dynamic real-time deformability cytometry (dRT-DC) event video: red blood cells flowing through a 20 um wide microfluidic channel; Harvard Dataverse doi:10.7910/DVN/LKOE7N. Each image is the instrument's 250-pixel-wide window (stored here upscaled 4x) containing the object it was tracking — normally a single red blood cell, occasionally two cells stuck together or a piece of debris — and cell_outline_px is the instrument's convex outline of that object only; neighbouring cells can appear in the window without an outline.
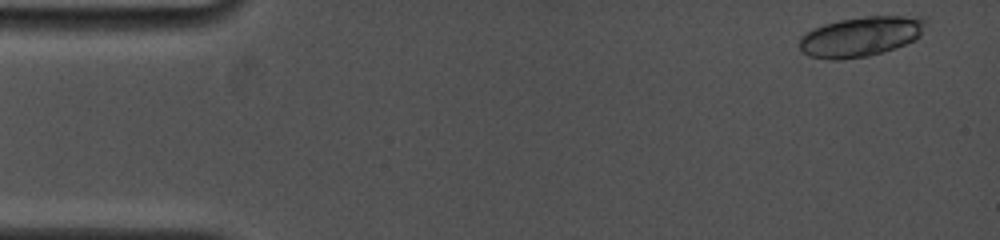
{"species": "common noctule bat (a hibernating species)", "species_latin": "Nyctalus noctula", "temperature_condition": "cold", "stored_images_in_passage": 8, "camera_frame_rate_fps": 5000, "um_per_image_px": 0.085, "animal": {"sex": "female", "body_mass_g": 19.0, "forearm_length_mm": 53.3}, "frame": {"image": 1, "passage_image": 1, "time_ms": 0.0, "image_size_px": [1000, 240], "cell_outline_px": [[928, 20], [920, 36], [916, 40], [868, 56], [840, 60], [832, 60], [808, 56], [800, 48], [800, 36], [812, 28], [824, 24], [840, 20], [868, 16], [924, 16]], "centroid_in_image_um": [73.18, 3.09], "position_along_channel_um": 11.8, "area_um2": 29.42}}
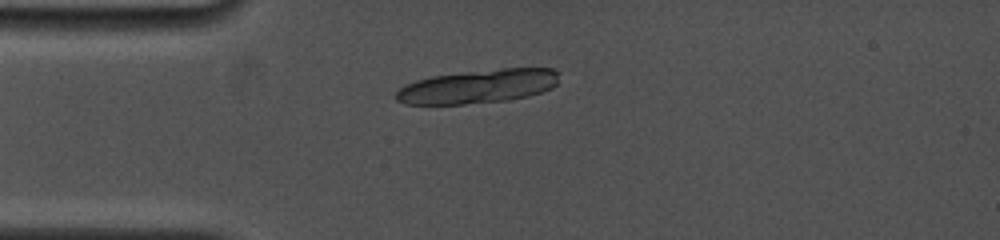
{"frame": {"image": 2, "passage_image": 8, "time_ms": 3.4, "image_size_px": [1000, 240], "cell_outline_px": [[556, 84], [552, 88], [528, 96], [508, 100], [464, 104], [404, 104], [396, 100], [396, 92], [404, 84], [416, 80], [432, 76], [504, 68], [552, 68], [556, 72]], "centroid_in_image_um": [40.6, 7.35], "position_along_channel_um": 44.4, "area_um2": 31.73}}